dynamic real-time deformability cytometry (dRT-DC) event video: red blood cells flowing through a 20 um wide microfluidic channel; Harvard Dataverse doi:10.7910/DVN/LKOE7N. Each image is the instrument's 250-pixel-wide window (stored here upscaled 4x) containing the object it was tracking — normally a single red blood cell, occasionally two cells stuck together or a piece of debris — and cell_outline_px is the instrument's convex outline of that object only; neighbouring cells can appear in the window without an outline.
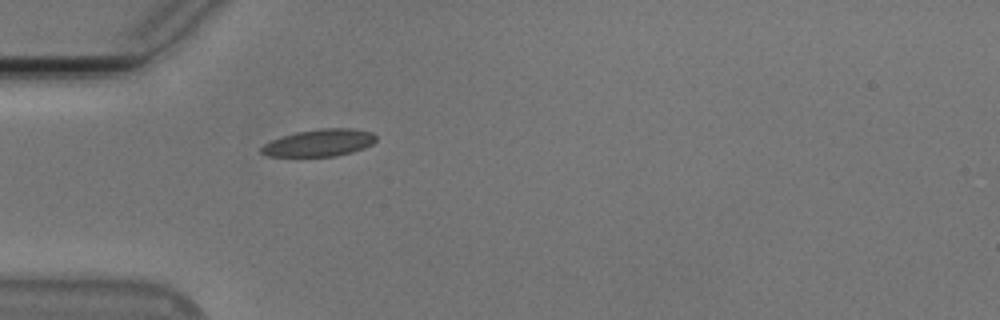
{"species": "Egyptian fruit bat (a non-hibernating species)", "species_latin": "Rousettus aegyptiacus", "temperature_condition": "cold", "stored_images_in_passage": 39, "camera_frame_rate_fps": 3000, "um_per_image_px": 0.085, "animal": {"sex": "male"}, "frame": {"image": 1, "passage_image": 1, "time_ms": 0.0, "image_size_px": [1000, 320], "cell_outline_px": [[376, 140], [372, 144], [364, 148], [352, 152], [336, 156], [268, 156], [260, 152], [260, 148], [264, 144], [272, 140], [296, 132], [320, 128], [356, 128], [372, 132], [376, 136]], "centroid_in_image_um": [27.17, 12.13], "position_along_channel_um": 57.8, "area_um2": 18.15}}
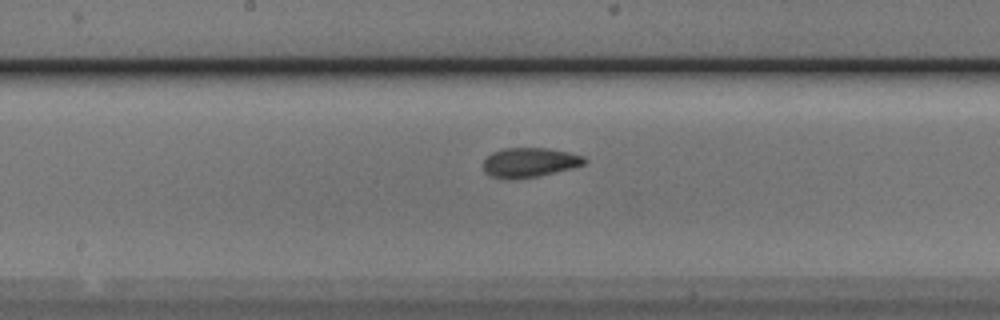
{"frame": {"image": 2, "passage_image": 13, "time_ms": 4.0, "image_size_px": [1000, 320], "cell_outline_px": [[588, 160], [584, 164], [572, 168], [540, 176], [512, 180], [504, 180], [492, 176], [484, 172], [484, 160], [492, 152], [504, 148], [548, 148], [568, 152], [584, 156]], "centroid_in_image_um": [45.01, 13.82], "position_along_channel_um": 203.2, "area_um2": 17.63}}
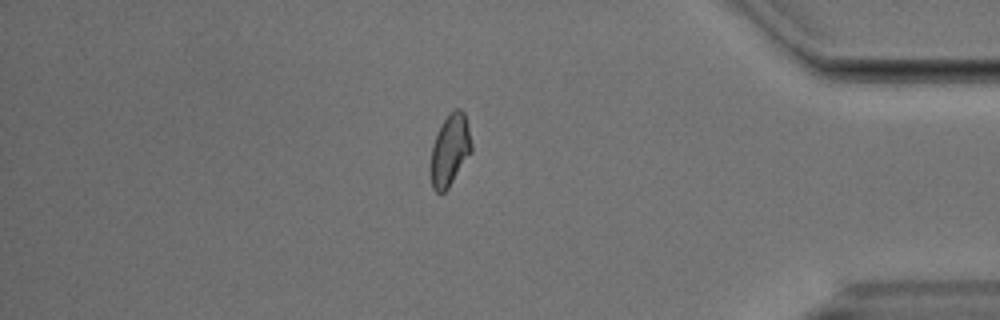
{"frame": {"image": 3, "passage_image": 31, "time_ms": 10.0, "image_size_px": [1000, 320], "cell_outline_px": [[472, 152], [448, 188], [444, 192], [436, 192], [432, 188], [432, 144], [440, 124], [456, 108], [460, 108], [464, 112], [472, 144]], "centroid_in_image_um": [38.26, 12.75], "position_along_channel_um": 396.9, "area_um2": 16.7}, "authors_computed_cell_mechanics": {"area_um2": 17.3978, "velocity_mm_per_s": 3.7521, "shape_relaxation_time_tau1_ms": 7.9013, "shape_relaxation_time_tau2_ms": 2.1998, "deformation_change_tau1": 0.1505, "deformation_change_tau2": 0.0752}}